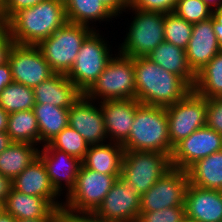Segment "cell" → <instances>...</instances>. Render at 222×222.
<instances>
[{
    "mask_svg": "<svg viewBox=\"0 0 222 222\" xmlns=\"http://www.w3.org/2000/svg\"><path fill=\"white\" fill-rule=\"evenodd\" d=\"M136 99L145 105L168 107L193 88L179 76L166 71L147 57L133 58Z\"/></svg>",
    "mask_w": 222,
    "mask_h": 222,
    "instance_id": "cell-1",
    "label": "cell"
},
{
    "mask_svg": "<svg viewBox=\"0 0 222 222\" xmlns=\"http://www.w3.org/2000/svg\"><path fill=\"white\" fill-rule=\"evenodd\" d=\"M67 22L65 4L58 0L41 1L7 21L13 43L23 45H38Z\"/></svg>",
    "mask_w": 222,
    "mask_h": 222,
    "instance_id": "cell-2",
    "label": "cell"
},
{
    "mask_svg": "<svg viewBox=\"0 0 222 222\" xmlns=\"http://www.w3.org/2000/svg\"><path fill=\"white\" fill-rule=\"evenodd\" d=\"M125 151H154L171 156L166 107L139 104L128 139L122 144Z\"/></svg>",
    "mask_w": 222,
    "mask_h": 222,
    "instance_id": "cell-3",
    "label": "cell"
},
{
    "mask_svg": "<svg viewBox=\"0 0 222 222\" xmlns=\"http://www.w3.org/2000/svg\"><path fill=\"white\" fill-rule=\"evenodd\" d=\"M120 176L102 174L81 164L75 186L63 202L62 210L65 215L89 218Z\"/></svg>",
    "mask_w": 222,
    "mask_h": 222,
    "instance_id": "cell-4",
    "label": "cell"
},
{
    "mask_svg": "<svg viewBox=\"0 0 222 222\" xmlns=\"http://www.w3.org/2000/svg\"><path fill=\"white\" fill-rule=\"evenodd\" d=\"M84 95L96 102L136 99L133 58L122 55L119 52L118 55L115 54L106 65L102 74Z\"/></svg>",
    "mask_w": 222,
    "mask_h": 222,
    "instance_id": "cell-5",
    "label": "cell"
},
{
    "mask_svg": "<svg viewBox=\"0 0 222 222\" xmlns=\"http://www.w3.org/2000/svg\"><path fill=\"white\" fill-rule=\"evenodd\" d=\"M92 27L67 22L37 46L55 73L67 74Z\"/></svg>",
    "mask_w": 222,
    "mask_h": 222,
    "instance_id": "cell-6",
    "label": "cell"
},
{
    "mask_svg": "<svg viewBox=\"0 0 222 222\" xmlns=\"http://www.w3.org/2000/svg\"><path fill=\"white\" fill-rule=\"evenodd\" d=\"M128 10H132L135 16L118 52L132 58L147 57L152 50L165 41L164 13L142 11L129 6L127 12Z\"/></svg>",
    "mask_w": 222,
    "mask_h": 222,
    "instance_id": "cell-7",
    "label": "cell"
},
{
    "mask_svg": "<svg viewBox=\"0 0 222 222\" xmlns=\"http://www.w3.org/2000/svg\"><path fill=\"white\" fill-rule=\"evenodd\" d=\"M94 30L82 43L67 78L84 94L102 74L114 54L110 45ZM104 39V40H103ZM109 46V47H108Z\"/></svg>",
    "mask_w": 222,
    "mask_h": 222,
    "instance_id": "cell-8",
    "label": "cell"
},
{
    "mask_svg": "<svg viewBox=\"0 0 222 222\" xmlns=\"http://www.w3.org/2000/svg\"><path fill=\"white\" fill-rule=\"evenodd\" d=\"M172 169L171 156L154 151H125L121 178L141 196Z\"/></svg>",
    "mask_w": 222,
    "mask_h": 222,
    "instance_id": "cell-9",
    "label": "cell"
},
{
    "mask_svg": "<svg viewBox=\"0 0 222 222\" xmlns=\"http://www.w3.org/2000/svg\"><path fill=\"white\" fill-rule=\"evenodd\" d=\"M206 108L207 98L193 89L184 98L166 107L172 147L195 130L206 126Z\"/></svg>",
    "mask_w": 222,
    "mask_h": 222,
    "instance_id": "cell-10",
    "label": "cell"
},
{
    "mask_svg": "<svg viewBox=\"0 0 222 222\" xmlns=\"http://www.w3.org/2000/svg\"><path fill=\"white\" fill-rule=\"evenodd\" d=\"M139 213L140 195L120 177L89 218L93 222H137Z\"/></svg>",
    "mask_w": 222,
    "mask_h": 222,
    "instance_id": "cell-11",
    "label": "cell"
},
{
    "mask_svg": "<svg viewBox=\"0 0 222 222\" xmlns=\"http://www.w3.org/2000/svg\"><path fill=\"white\" fill-rule=\"evenodd\" d=\"M13 82L34 88L55 74L37 45L13 43L8 52Z\"/></svg>",
    "mask_w": 222,
    "mask_h": 222,
    "instance_id": "cell-12",
    "label": "cell"
},
{
    "mask_svg": "<svg viewBox=\"0 0 222 222\" xmlns=\"http://www.w3.org/2000/svg\"><path fill=\"white\" fill-rule=\"evenodd\" d=\"M189 185L187 171L170 169L155 184L140 196V212L162 210L173 206H185Z\"/></svg>",
    "mask_w": 222,
    "mask_h": 222,
    "instance_id": "cell-13",
    "label": "cell"
},
{
    "mask_svg": "<svg viewBox=\"0 0 222 222\" xmlns=\"http://www.w3.org/2000/svg\"><path fill=\"white\" fill-rule=\"evenodd\" d=\"M220 150H222V134L207 125L203 126L173 147L172 168L187 171L198 160Z\"/></svg>",
    "mask_w": 222,
    "mask_h": 222,
    "instance_id": "cell-14",
    "label": "cell"
},
{
    "mask_svg": "<svg viewBox=\"0 0 222 222\" xmlns=\"http://www.w3.org/2000/svg\"><path fill=\"white\" fill-rule=\"evenodd\" d=\"M69 126L75 129L89 145L103 144L107 138L104 114L101 105L84 94L68 112Z\"/></svg>",
    "mask_w": 222,
    "mask_h": 222,
    "instance_id": "cell-15",
    "label": "cell"
},
{
    "mask_svg": "<svg viewBox=\"0 0 222 222\" xmlns=\"http://www.w3.org/2000/svg\"><path fill=\"white\" fill-rule=\"evenodd\" d=\"M222 49L213 30V19L193 24L191 38L186 48L187 63L196 75Z\"/></svg>",
    "mask_w": 222,
    "mask_h": 222,
    "instance_id": "cell-16",
    "label": "cell"
},
{
    "mask_svg": "<svg viewBox=\"0 0 222 222\" xmlns=\"http://www.w3.org/2000/svg\"><path fill=\"white\" fill-rule=\"evenodd\" d=\"M39 157L45 164L49 180L55 191L61 195L65 188L64 190L67 189L66 194L68 195L75 186L77 174L82 164L81 160L58 149H41L39 150Z\"/></svg>",
    "mask_w": 222,
    "mask_h": 222,
    "instance_id": "cell-17",
    "label": "cell"
},
{
    "mask_svg": "<svg viewBox=\"0 0 222 222\" xmlns=\"http://www.w3.org/2000/svg\"><path fill=\"white\" fill-rule=\"evenodd\" d=\"M97 104L101 105L104 114L107 138L110 142L123 144L129 137L140 102L137 99H125L104 100Z\"/></svg>",
    "mask_w": 222,
    "mask_h": 222,
    "instance_id": "cell-18",
    "label": "cell"
},
{
    "mask_svg": "<svg viewBox=\"0 0 222 222\" xmlns=\"http://www.w3.org/2000/svg\"><path fill=\"white\" fill-rule=\"evenodd\" d=\"M12 188L23 194L46 198L55 208H63V202L58 201L60 195L53 188L40 157L12 180Z\"/></svg>",
    "mask_w": 222,
    "mask_h": 222,
    "instance_id": "cell-19",
    "label": "cell"
},
{
    "mask_svg": "<svg viewBox=\"0 0 222 222\" xmlns=\"http://www.w3.org/2000/svg\"><path fill=\"white\" fill-rule=\"evenodd\" d=\"M187 217L200 222H222V191L199 188L189 183L185 196Z\"/></svg>",
    "mask_w": 222,
    "mask_h": 222,
    "instance_id": "cell-20",
    "label": "cell"
},
{
    "mask_svg": "<svg viewBox=\"0 0 222 222\" xmlns=\"http://www.w3.org/2000/svg\"><path fill=\"white\" fill-rule=\"evenodd\" d=\"M35 104H50L70 109L82 96V92L67 78L66 74L55 73L33 88Z\"/></svg>",
    "mask_w": 222,
    "mask_h": 222,
    "instance_id": "cell-21",
    "label": "cell"
},
{
    "mask_svg": "<svg viewBox=\"0 0 222 222\" xmlns=\"http://www.w3.org/2000/svg\"><path fill=\"white\" fill-rule=\"evenodd\" d=\"M107 142L89 145L81 163L84 167L102 174L121 175L125 150L122 144Z\"/></svg>",
    "mask_w": 222,
    "mask_h": 222,
    "instance_id": "cell-22",
    "label": "cell"
},
{
    "mask_svg": "<svg viewBox=\"0 0 222 222\" xmlns=\"http://www.w3.org/2000/svg\"><path fill=\"white\" fill-rule=\"evenodd\" d=\"M3 209L18 220L46 218L55 207L46 198L23 194L11 188Z\"/></svg>",
    "mask_w": 222,
    "mask_h": 222,
    "instance_id": "cell-23",
    "label": "cell"
},
{
    "mask_svg": "<svg viewBox=\"0 0 222 222\" xmlns=\"http://www.w3.org/2000/svg\"><path fill=\"white\" fill-rule=\"evenodd\" d=\"M147 58L166 71L183 78L193 88L196 75L187 63L186 51L184 49L163 41L148 54Z\"/></svg>",
    "mask_w": 222,
    "mask_h": 222,
    "instance_id": "cell-24",
    "label": "cell"
},
{
    "mask_svg": "<svg viewBox=\"0 0 222 222\" xmlns=\"http://www.w3.org/2000/svg\"><path fill=\"white\" fill-rule=\"evenodd\" d=\"M187 173L191 185L222 191V150L198 160Z\"/></svg>",
    "mask_w": 222,
    "mask_h": 222,
    "instance_id": "cell-25",
    "label": "cell"
},
{
    "mask_svg": "<svg viewBox=\"0 0 222 222\" xmlns=\"http://www.w3.org/2000/svg\"><path fill=\"white\" fill-rule=\"evenodd\" d=\"M37 145L13 142L0 153V173L13 180L39 157Z\"/></svg>",
    "mask_w": 222,
    "mask_h": 222,
    "instance_id": "cell-26",
    "label": "cell"
},
{
    "mask_svg": "<svg viewBox=\"0 0 222 222\" xmlns=\"http://www.w3.org/2000/svg\"><path fill=\"white\" fill-rule=\"evenodd\" d=\"M32 110L37 119L42 146L48 144L69 125V109L46 103L35 104Z\"/></svg>",
    "mask_w": 222,
    "mask_h": 222,
    "instance_id": "cell-27",
    "label": "cell"
},
{
    "mask_svg": "<svg viewBox=\"0 0 222 222\" xmlns=\"http://www.w3.org/2000/svg\"><path fill=\"white\" fill-rule=\"evenodd\" d=\"M64 4L69 23L89 26L94 30L96 28L90 24L115 18L99 0H67Z\"/></svg>",
    "mask_w": 222,
    "mask_h": 222,
    "instance_id": "cell-28",
    "label": "cell"
},
{
    "mask_svg": "<svg viewBox=\"0 0 222 222\" xmlns=\"http://www.w3.org/2000/svg\"><path fill=\"white\" fill-rule=\"evenodd\" d=\"M6 133L12 142L40 145L39 128L32 109L10 113Z\"/></svg>",
    "mask_w": 222,
    "mask_h": 222,
    "instance_id": "cell-29",
    "label": "cell"
},
{
    "mask_svg": "<svg viewBox=\"0 0 222 222\" xmlns=\"http://www.w3.org/2000/svg\"><path fill=\"white\" fill-rule=\"evenodd\" d=\"M193 90L205 98H222V50L196 74Z\"/></svg>",
    "mask_w": 222,
    "mask_h": 222,
    "instance_id": "cell-30",
    "label": "cell"
},
{
    "mask_svg": "<svg viewBox=\"0 0 222 222\" xmlns=\"http://www.w3.org/2000/svg\"><path fill=\"white\" fill-rule=\"evenodd\" d=\"M35 96L33 88L12 82L0 95V107L8 114L33 109Z\"/></svg>",
    "mask_w": 222,
    "mask_h": 222,
    "instance_id": "cell-31",
    "label": "cell"
},
{
    "mask_svg": "<svg viewBox=\"0 0 222 222\" xmlns=\"http://www.w3.org/2000/svg\"><path fill=\"white\" fill-rule=\"evenodd\" d=\"M88 147L89 144H87L84 138L68 125L53 140L43 145L42 149H58L82 161Z\"/></svg>",
    "mask_w": 222,
    "mask_h": 222,
    "instance_id": "cell-32",
    "label": "cell"
},
{
    "mask_svg": "<svg viewBox=\"0 0 222 222\" xmlns=\"http://www.w3.org/2000/svg\"><path fill=\"white\" fill-rule=\"evenodd\" d=\"M193 24L174 12L164 13V38L166 42L186 50L191 38Z\"/></svg>",
    "mask_w": 222,
    "mask_h": 222,
    "instance_id": "cell-33",
    "label": "cell"
},
{
    "mask_svg": "<svg viewBox=\"0 0 222 222\" xmlns=\"http://www.w3.org/2000/svg\"><path fill=\"white\" fill-rule=\"evenodd\" d=\"M173 12L192 24L212 16V10L201 0H177Z\"/></svg>",
    "mask_w": 222,
    "mask_h": 222,
    "instance_id": "cell-34",
    "label": "cell"
},
{
    "mask_svg": "<svg viewBox=\"0 0 222 222\" xmlns=\"http://www.w3.org/2000/svg\"><path fill=\"white\" fill-rule=\"evenodd\" d=\"M185 206H173L162 210L140 212L137 222H182Z\"/></svg>",
    "mask_w": 222,
    "mask_h": 222,
    "instance_id": "cell-35",
    "label": "cell"
},
{
    "mask_svg": "<svg viewBox=\"0 0 222 222\" xmlns=\"http://www.w3.org/2000/svg\"><path fill=\"white\" fill-rule=\"evenodd\" d=\"M177 0H129L128 6L142 11L170 13Z\"/></svg>",
    "mask_w": 222,
    "mask_h": 222,
    "instance_id": "cell-36",
    "label": "cell"
},
{
    "mask_svg": "<svg viewBox=\"0 0 222 222\" xmlns=\"http://www.w3.org/2000/svg\"><path fill=\"white\" fill-rule=\"evenodd\" d=\"M206 125L222 134V98H208Z\"/></svg>",
    "mask_w": 222,
    "mask_h": 222,
    "instance_id": "cell-37",
    "label": "cell"
},
{
    "mask_svg": "<svg viewBox=\"0 0 222 222\" xmlns=\"http://www.w3.org/2000/svg\"><path fill=\"white\" fill-rule=\"evenodd\" d=\"M44 0H2V15L7 22L16 12L31 8Z\"/></svg>",
    "mask_w": 222,
    "mask_h": 222,
    "instance_id": "cell-38",
    "label": "cell"
},
{
    "mask_svg": "<svg viewBox=\"0 0 222 222\" xmlns=\"http://www.w3.org/2000/svg\"><path fill=\"white\" fill-rule=\"evenodd\" d=\"M13 44L8 23L0 22V65L7 61L8 52Z\"/></svg>",
    "mask_w": 222,
    "mask_h": 222,
    "instance_id": "cell-39",
    "label": "cell"
},
{
    "mask_svg": "<svg viewBox=\"0 0 222 222\" xmlns=\"http://www.w3.org/2000/svg\"><path fill=\"white\" fill-rule=\"evenodd\" d=\"M102 5L116 18L119 14L126 12L128 0H99Z\"/></svg>",
    "mask_w": 222,
    "mask_h": 222,
    "instance_id": "cell-40",
    "label": "cell"
},
{
    "mask_svg": "<svg viewBox=\"0 0 222 222\" xmlns=\"http://www.w3.org/2000/svg\"><path fill=\"white\" fill-rule=\"evenodd\" d=\"M213 30L220 48L222 49V8L212 10Z\"/></svg>",
    "mask_w": 222,
    "mask_h": 222,
    "instance_id": "cell-41",
    "label": "cell"
},
{
    "mask_svg": "<svg viewBox=\"0 0 222 222\" xmlns=\"http://www.w3.org/2000/svg\"><path fill=\"white\" fill-rule=\"evenodd\" d=\"M64 215L62 208H55L46 218L18 219L16 222H60Z\"/></svg>",
    "mask_w": 222,
    "mask_h": 222,
    "instance_id": "cell-42",
    "label": "cell"
},
{
    "mask_svg": "<svg viewBox=\"0 0 222 222\" xmlns=\"http://www.w3.org/2000/svg\"><path fill=\"white\" fill-rule=\"evenodd\" d=\"M13 82L10 64L8 61L0 65V95L4 88Z\"/></svg>",
    "mask_w": 222,
    "mask_h": 222,
    "instance_id": "cell-43",
    "label": "cell"
},
{
    "mask_svg": "<svg viewBox=\"0 0 222 222\" xmlns=\"http://www.w3.org/2000/svg\"><path fill=\"white\" fill-rule=\"evenodd\" d=\"M12 188V180L0 173V204H4Z\"/></svg>",
    "mask_w": 222,
    "mask_h": 222,
    "instance_id": "cell-44",
    "label": "cell"
},
{
    "mask_svg": "<svg viewBox=\"0 0 222 222\" xmlns=\"http://www.w3.org/2000/svg\"><path fill=\"white\" fill-rule=\"evenodd\" d=\"M10 136L6 132H0V153L12 144Z\"/></svg>",
    "mask_w": 222,
    "mask_h": 222,
    "instance_id": "cell-45",
    "label": "cell"
},
{
    "mask_svg": "<svg viewBox=\"0 0 222 222\" xmlns=\"http://www.w3.org/2000/svg\"><path fill=\"white\" fill-rule=\"evenodd\" d=\"M9 114L0 107V132H6Z\"/></svg>",
    "mask_w": 222,
    "mask_h": 222,
    "instance_id": "cell-46",
    "label": "cell"
},
{
    "mask_svg": "<svg viewBox=\"0 0 222 222\" xmlns=\"http://www.w3.org/2000/svg\"><path fill=\"white\" fill-rule=\"evenodd\" d=\"M60 222H93V221L87 217H68L64 215Z\"/></svg>",
    "mask_w": 222,
    "mask_h": 222,
    "instance_id": "cell-47",
    "label": "cell"
},
{
    "mask_svg": "<svg viewBox=\"0 0 222 222\" xmlns=\"http://www.w3.org/2000/svg\"><path fill=\"white\" fill-rule=\"evenodd\" d=\"M204 2L211 10L222 8V0H201Z\"/></svg>",
    "mask_w": 222,
    "mask_h": 222,
    "instance_id": "cell-48",
    "label": "cell"
},
{
    "mask_svg": "<svg viewBox=\"0 0 222 222\" xmlns=\"http://www.w3.org/2000/svg\"><path fill=\"white\" fill-rule=\"evenodd\" d=\"M0 222H16V219L5 212L0 215Z\"/></svg>",
    "mask_w": 222,
    "mask_h": 222,
    "instance_id": "cell-49",
    "label": "cell"
},
{
    "mask_svg": "<svg viewBox=\"0 0 222 222\" xmlns=\"http://www.w3.org/2000/svg\"><path fill=\"white\" fill-rule=\"evenodd\" d=\"M182 222H200L199 220L192 219L190 217L185 216Z\"/></svg>",
    "mask_w": 222,
    "mask_h": 222,
    "instance_id": "cell-50",
    "label": "cell"
},
{
    "mask_svg": "<svg viewBox=\"0 0 222 222\" xmlns=\"http://www.w3.org/2000/svg\"><path fill=\"white\" fill-rule=\"evenodd\" d=\"M5 21L2 15V0H0V22Z\"/></svg>",
    "mask_w": 222,
    "mask_h": 222,
    "instance_id": "cell-51",
    "label": "cell"
},
{
    "mask_svg": "<svg viewBox=\"0 0 222 222\" xmlns=\"http://www.w3.org/2000/svg\"><path fill=\"white\" fill-rule=\"evenodd\" d=\"M4 212L3 205L0 204V215Z\"/></svg>",
    "mask_w": 222,
    "mask_h": 222,
    "instance_id": "cell-52",
    "label": "cell"
},
{
    "mask_svg": "<svg viewBox=\"0 0 222 222\" xmlns=\"http://www.w3.org/2000/svg\"><path fill=\"white\" fill-rule=\"evenodd\" d=\"M58 1H61V2L65 3L67 0H58Z\"/></svg>",
    "mask_w": 222,
    "mask_h": 222,
    "instance_id": "cell-53",
    "label": "cell"
}]
</instances>
